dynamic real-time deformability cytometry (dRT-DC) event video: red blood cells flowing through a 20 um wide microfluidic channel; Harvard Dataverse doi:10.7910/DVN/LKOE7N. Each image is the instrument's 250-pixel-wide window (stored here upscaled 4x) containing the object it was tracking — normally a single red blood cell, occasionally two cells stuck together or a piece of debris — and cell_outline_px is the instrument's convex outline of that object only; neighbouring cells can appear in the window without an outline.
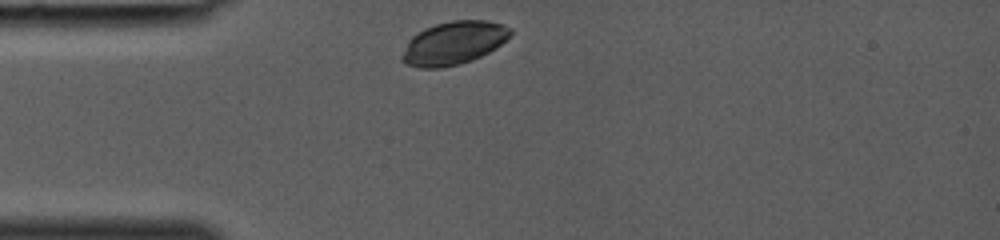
{"species": "common noctule bat (a hibernating species)", "species_latin": "Nyctalus noctula", "temperature_condition": "room temperature", "stored_images_in_passage": 24, "camera_frame_rate_fps": 3000, "um_per_image_px": 0.085, "animal": {"sex": "female", "body_mass_g": 19.0, "forearm_length_mm": 53.3}, "frame": {"image": 1, "passage_image": 1, "time_ms": 0.0, "image_size_px": [1000, 240], "cell_outline_px": [[512, 32], [496, 48], [472, 60], [460, 64], [440, 68], [420, 68], [404, 64], [400, 60], [400, 56], [408, 40], [412, 36], [424, 28], [436, 24], [452, 20], [488, 20], [504, 24], [512, 28]], "centroid_in_image_um": [38.52, 3.66], "position_along_channel_um": 46.5, "area_um2": 27.46}}
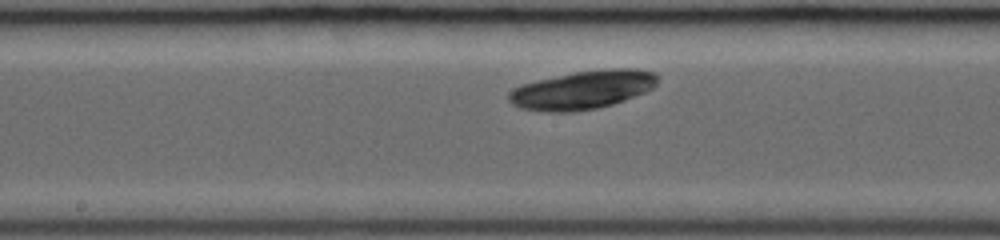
{"frame": {"image": 2, "passage_image": 11, "time_ms": 3.333, "image_size_px": [1000, 240], "cell_outline_px": [[660, 80], [652, 88], [644, 92], [624, 100], [612, 104], [596, 108], [572, 112], [548, 112], [520, 108], [512, 104], [508, 100], [508, 96], [512, 88], [520, 84], [536, 80], [576, 72], [604, 68], [636, 68], [656, 72]], "centroid_in_image_um": [49.53, 7.63], "position_along_channel_um": 198.7, "area_um2": 33.58}}
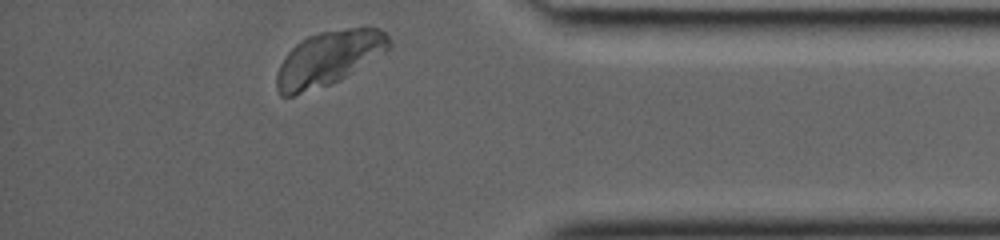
{"frame": {"image": 3, "passage_image": 24, "time_ms": 7.667, "image_size_px": [1000, 240], "cell_outline_px": [[392, 44], [388, 48], [344, 76], [328, 84], [292, 96], [280, 96], [276, 88], [276, 76], [280, 64], [288, 52], [300, 40], [308, 36], [320, 32], [348, 28], [380, 28], [388, 36]], "centroid_in_image_um": [27.87, 4.94], "position_along_channel_um": 407.3, "area_um2": 34.62}}